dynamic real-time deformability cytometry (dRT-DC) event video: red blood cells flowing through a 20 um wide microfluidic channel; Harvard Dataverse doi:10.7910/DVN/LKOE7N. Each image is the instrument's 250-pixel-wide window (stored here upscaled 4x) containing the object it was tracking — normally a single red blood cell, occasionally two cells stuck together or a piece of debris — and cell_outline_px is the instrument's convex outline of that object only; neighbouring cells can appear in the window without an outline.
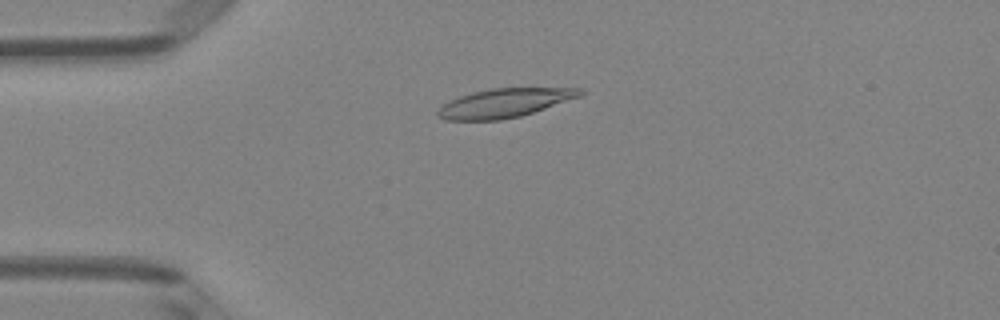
{"species": "Egyptian fruit bat (a non-hibernating species)", "species_latin": "Rousettus aegyptiacus", "temperature_condition": "room temperature", "stored_images_in_passage": 45, "camera_frame_rate_fps": 3000, "um_per_image_px": 0.085, "animal": {"sex": "female"}, "frame": {"image": 1, "passage_image": 7, "time_ms": 2.0, "image_size_px": [1000, 320], "cell_outline_px": [[584, 92], [580, 96], [520, 116], [500, 120], [444, 120], [436, 116], [436, 112], [448, 100], [472, 92], [488, 88], [580, 88]], "centroid_in_image_um": [42.81, 8.75], "position_along_channel_um": 42.2, "area_um2": 23.76}}
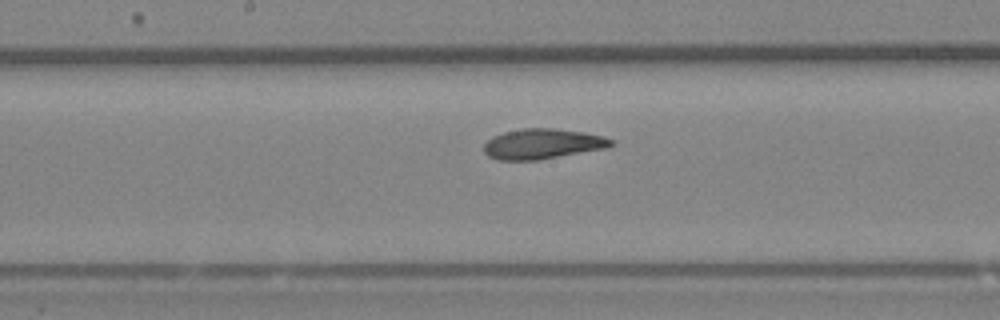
{"frame": {"image": 2, "passage_image": 21, "time_ms": 6.667, "image_size_px": [1000, 320], "cell_outline_px": [[616, 144], [608, 148], [540, 160], [496, 160], [488, 156], [484, 152], [484, 144], [492, 136], [504, 132], [520, 128], [556, 128], [584, 132], [604, 136], [612, 140]], "centroid_in_image_um": [46.13, 12.23], "position_along_channel_um": 202.1, "area_um2": 22.77}}
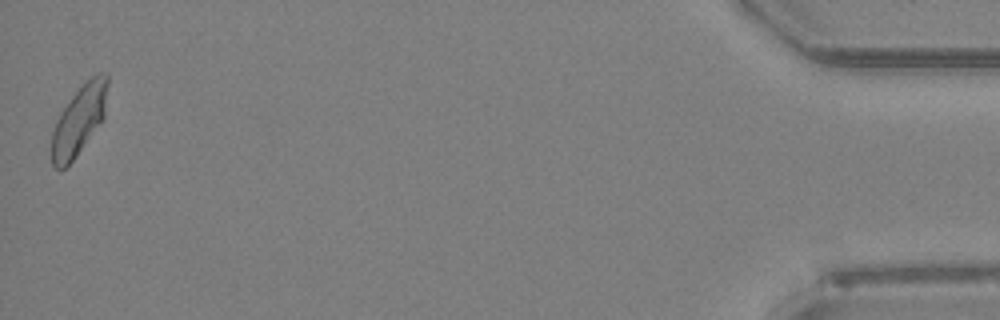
{"frame": {"image": 3, "passage_image": 45, "time_ms": 14.667, "image_size_px": [1000, 320], "cell_outline_px": [[108, 84], [104, 120], [76, 156], [60, 172], [52, 164], [52, 132], [56, 120], [60, 112], [72, 96], [96, 72], [108, 72]], "centroid_in_image_um": [6.74, 10.2], "position_along_channel_um": 428.5, "area_um2": 22.72}, "authors_computed_cell_mechanics": {"area_um2": 22.7154, "velocity_mm_per_s": 3.9723, "shape_relaxation_time_tau1_ms": 3.9441, "shape_relaxation_time_tau2_ms": 1.9488, "deformation_change_tau1": 0.171, "deformation_change_tau2": 0.09}}